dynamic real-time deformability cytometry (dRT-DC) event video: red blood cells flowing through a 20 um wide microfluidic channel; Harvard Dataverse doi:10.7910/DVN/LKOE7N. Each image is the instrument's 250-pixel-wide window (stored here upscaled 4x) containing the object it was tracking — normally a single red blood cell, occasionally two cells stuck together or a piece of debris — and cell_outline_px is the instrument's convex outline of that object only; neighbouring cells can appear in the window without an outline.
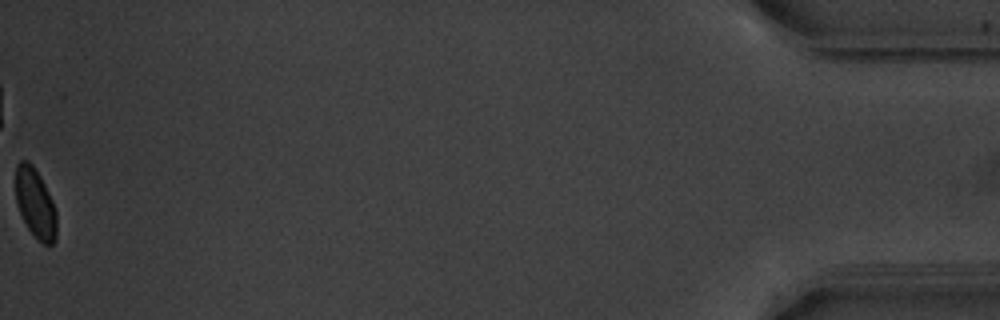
{"species": "common noctule bat (a hibernating species)", "species_latin": "Nyctalus noctula", "temperature_condition": "warm", "stored_images_in_passage": 54, "camera_frame_rate_fps": 3000, "um_per_image_px": 0.085, "animal": {"sex": "male", "body_mass_g": 20.1, "forearm_length_mm": 53.5}, "frame": {"image": 1, "passage_image": 54, "time_ms": 17.667, "image_size_px": [1000, 320], "cell_outline_px": [[56, 240], [52, 244], [44, 244], [28, 228], [16, 204], [16, 164], [20, 160], [28, 160], [32, 164], [40, 176], [52, 200], [56, 212]], "centroid_in_image_um": [3.0, 17.25], "position_along_channel_um": 432.2, "area_um2": 16.42}, "authors_computed_cell_mechanics": {"area_um2": 17.5134, "velocity_mm_per_s": 3.8153, "shape_relaxation_time_tau1_ms": 1.73, "shape_relaxation_time_tau2_ms": null, "deformation_change_tau1": 0.0656, "deformation_change_tau2": null}}